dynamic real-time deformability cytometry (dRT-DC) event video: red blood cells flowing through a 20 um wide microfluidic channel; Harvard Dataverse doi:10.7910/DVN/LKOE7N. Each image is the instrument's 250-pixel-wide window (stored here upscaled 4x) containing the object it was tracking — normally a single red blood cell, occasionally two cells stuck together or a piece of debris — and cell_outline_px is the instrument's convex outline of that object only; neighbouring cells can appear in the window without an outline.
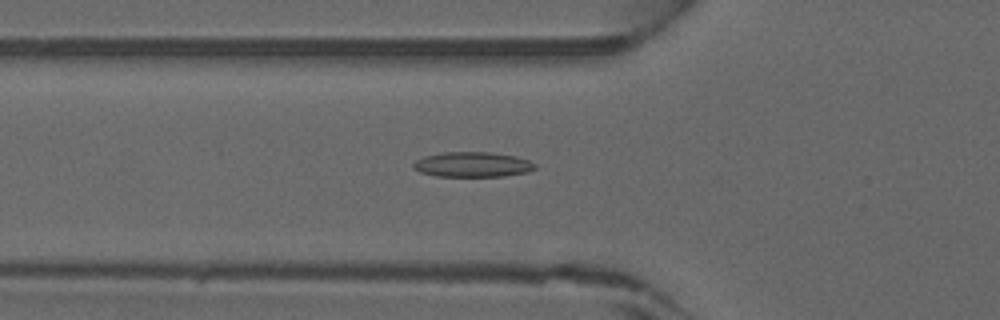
{"species": "common noctule bat (a hibernating species)", "species_latin": "Nyctalus noctula", "temperature_condition": "warm", "stored_images_in_passage": 42, "camera_frame_rate_fps": 3000, "um_per_image_px": 0.085, "animal": {"sex": "male", "forearm_length_mm": 52.5}, "frame": {"image": 1, "passage_image": 17, "time_ms": 5.333, "image_size_px": [1000, 320], "cell_outline_px": [[536, 168], [528, 172], [504, 176], [436, 176], [420, 172], [412, 168], [412, 164], [416, 160], [424, 156], [444, 152], [492, 152], [516, 156], [528, 160], [536, 164]], "centroid_in_image_um": [40.16, 13.98], "position_along_channel_um": 85.6, "area_um2": 17.86}}
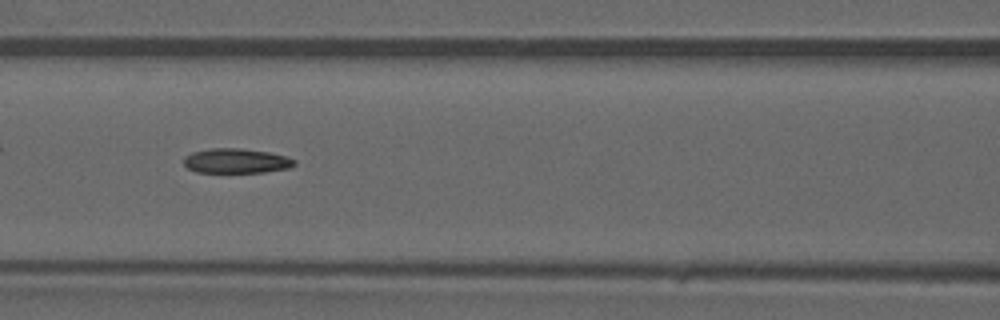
{"frame": {"image": 2, "passage_image": 21, "time_ms": 6.667, "image_size_px": [1000, 320], "cell_outline_px": [[296, 164], [288, 168], [264, 172], [196, 172], [188, 168], [184, 164], [184, 156], [192, 152], [212, 148], [240, 148], [268, 152], [288, 156], [296, 160]], "centroid_in_image_um": [20.09, 13.67], "position_along_channel_um": 146.5, "area_um2": 15.95}}
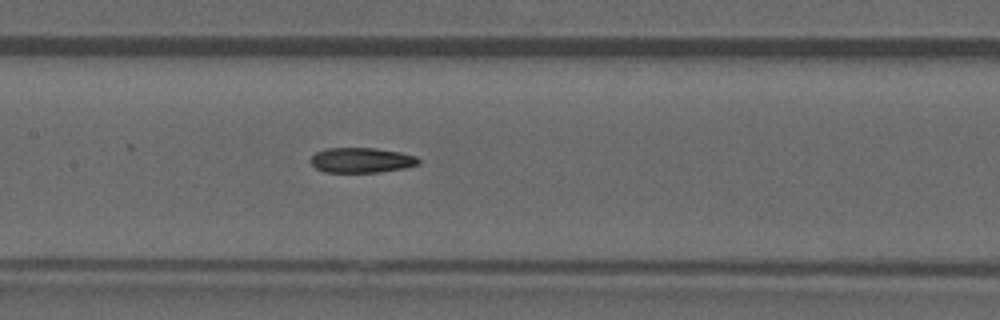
{"frame": {"image": 3, "passage_image": 23, "time_ms": 7.333, "image_size_px": [1000, 320], "cell_outline_px": [[420, 164], [404, 168], [380, 172], [324, 172], [316, 168], [308, 160], [316, 152], [324, 148], [376, 148], [400, 152], [416, 156], [420, 160]], "centroid_in_image_um": [30.71, 13.61], "position_along_channel_um": 176.7, "area_um2": 15.9}}